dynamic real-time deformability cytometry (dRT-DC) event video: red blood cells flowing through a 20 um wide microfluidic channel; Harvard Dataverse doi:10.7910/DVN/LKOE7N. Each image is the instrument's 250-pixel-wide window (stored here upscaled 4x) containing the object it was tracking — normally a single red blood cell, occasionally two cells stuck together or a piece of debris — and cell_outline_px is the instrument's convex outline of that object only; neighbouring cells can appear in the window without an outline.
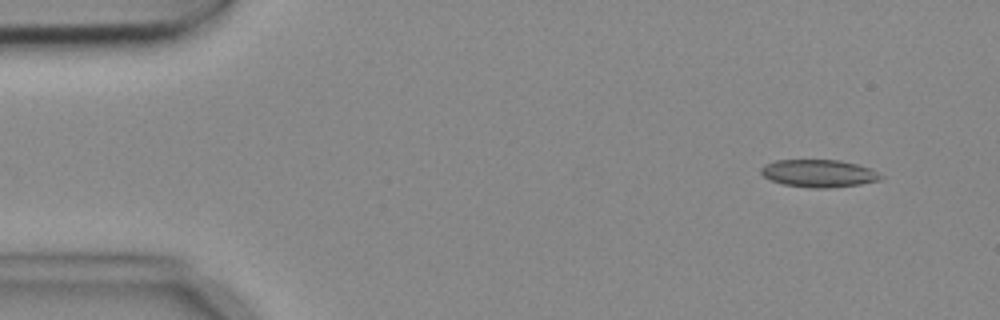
{"species": "common noctule bat (a hibernating species)", "species_latin": "Nyctalus noctula", "temperature_condition": "cold", "stored_images_in_passage": 4, "camera_frame_rate_fps": 3000, "um_per_image_px": 0.085, "animal": {"sex": "female", "body_mass_g": 18.4}, "frame": {"image": 1, "passage_image": 1, "time_ms": 0.0, "image_size_px": [1000, 320], "cell_outline_px": [[884, 176], [880, 180], [860, 184], [828, 188], [812, 188], [784, 184], [772, 180], [764, 176], [760, 172], [760, 168], [764, 164], [776, 160], [840, 160], [872, 168]], "centroid_in_image_um": [69.62, 14.73], "position_along_channel_um": 15.4, "area_um2": 19.25}}
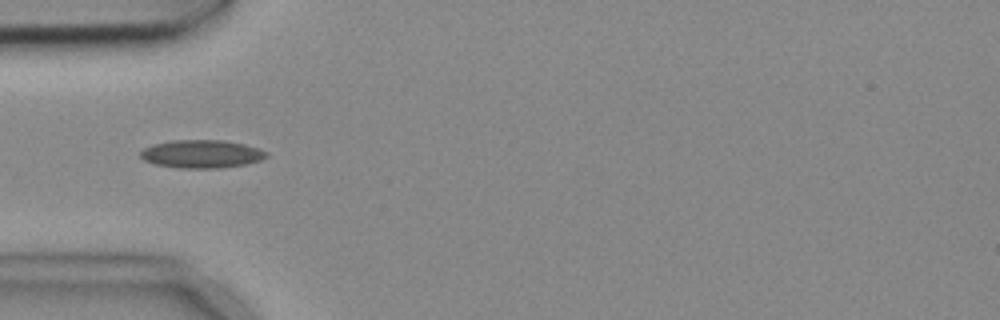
{"frame": {"image": 2, "passage_image": 4, "time_ms": 1.0, "image_size_px": [1000, 320], "cell_outline_px": [[268, 156], [260, 160], [244, 164], [220, 168], [180, 168], [156, 164], [144, 160], [140, 156], [140, 152], [144, 148], [156, 144], [172, 140], [224, 140], [244, 144], [256, 148], [264, 152]], "centroid_in_image_um": [17.11, 13.08], "position_along_channel_um": 67.9, "area_um2": 20.29}}